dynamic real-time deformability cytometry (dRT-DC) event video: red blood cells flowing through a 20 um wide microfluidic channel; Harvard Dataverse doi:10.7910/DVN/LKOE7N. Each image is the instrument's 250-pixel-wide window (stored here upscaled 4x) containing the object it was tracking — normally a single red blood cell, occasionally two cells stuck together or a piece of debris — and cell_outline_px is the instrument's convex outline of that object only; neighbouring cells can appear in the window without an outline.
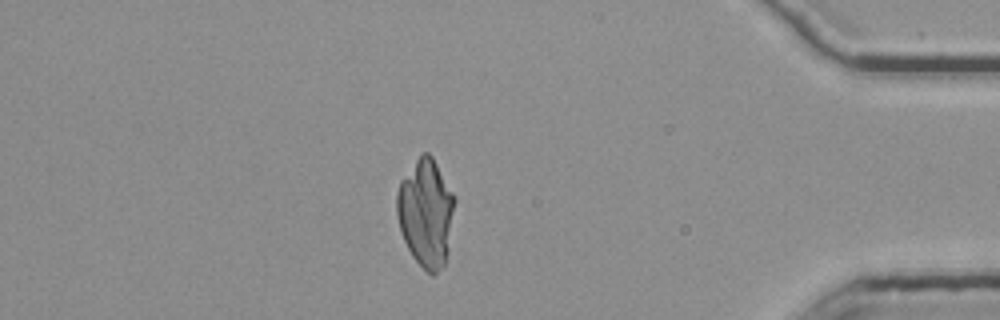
{"species": "common noctule bat (a hibernating species)", "species_latin": "Nyctalus noctula", "temperature_condition": "room temperature", "stored_images_in_passage": 52, "segment_of_instrument_passage": [2, 2], "camera_frame_rate_fps": 3000, "um_per_image_px": 0.085, "animal": {"sex": "female", "body_mass_g": 25.1}, "frame": {"image": 1, "passage_image": 47, "time_ms": 15.333, "image_size_px": [1000, 320], "cell_outline_px": [[456, 200], [448, 252], [444, 268], [432, 276], [412, 256], [400, 232], [396, 216], [396, 192], [400, 180], [420, 152], [428, 152], [432, 156], [456, 196]], "centroid_in_image_um": [36.2, 18.07], "position_along_channel_um": 399.0, "area_um2": 37.11}}